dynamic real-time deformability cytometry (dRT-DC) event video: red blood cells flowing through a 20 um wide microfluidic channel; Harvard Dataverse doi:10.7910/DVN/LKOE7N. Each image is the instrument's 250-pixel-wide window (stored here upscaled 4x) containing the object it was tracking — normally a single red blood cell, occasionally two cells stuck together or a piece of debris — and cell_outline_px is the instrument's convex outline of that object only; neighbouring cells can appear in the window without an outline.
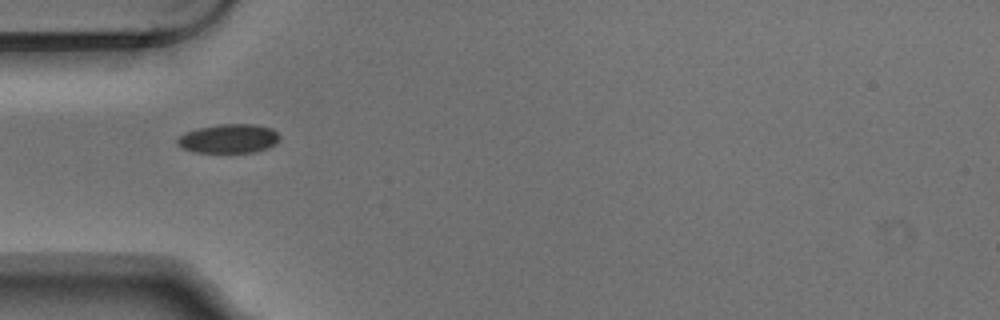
{"species": "Egyptian fruit bat (a non-hibernating species)", "species_latin": "Rousettus aegyptiacus", "temperature_condition": "warm", "stored_images_in_passage": 5, "segment_of_instrument_passage": [2, 2], "camera_frame_rate_fps": 3000, "um_per_image_px": 0.085, "animal": {"sex": "male"}, "frame": {"image": 1, "passage_image": 5, "time_ms": 1.333, "image_size_px": [1000, 320], "cell_outline_px": [[280, 136], [276, 144], [268, 148], [256, 152], [192, 152], [176, 144], [176, 140], [180, 136], [188, 132], [200, 128], [220, 124], [256, 124], [272, 128]], "centroid_in_image_um": [19.48, 11.78], "position_along_channel_um": 65.5, "area_um2": 17.22}}